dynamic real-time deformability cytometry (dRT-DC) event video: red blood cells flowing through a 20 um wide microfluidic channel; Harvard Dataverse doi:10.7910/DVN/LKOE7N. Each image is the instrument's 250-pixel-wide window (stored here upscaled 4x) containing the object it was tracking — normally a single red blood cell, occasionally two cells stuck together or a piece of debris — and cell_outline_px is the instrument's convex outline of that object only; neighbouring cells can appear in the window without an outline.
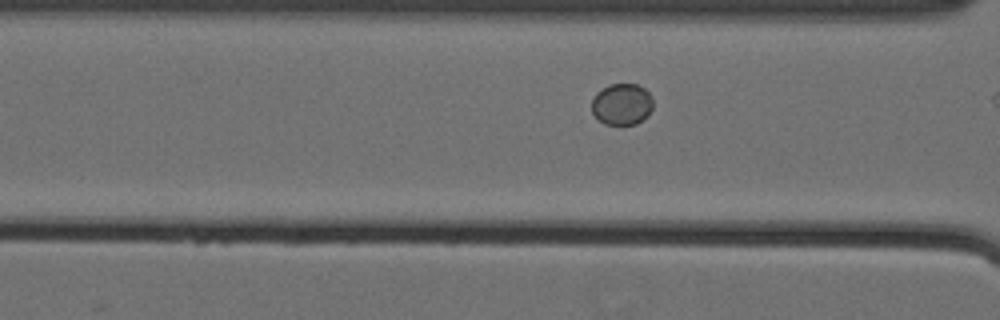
{"species": "Egyptian fruit bat (a non-hibernating species)", "species_latin": "Rousettus aegyptiacus", "temperature_condition": "cold", "stored_images_in_passage": 13, "camera_frame_rate_fps": 3000, "um_per_image_px": 0.085, "animal": {"sex": "female"}, "frame": {"image": 1, "passage_image": 11, "time_ms": 3.333, "image_size_px": [1000, 320], "cell_outline_px": [[652, 108], [648, 116], [636, 124], [604, 124], [592, 112], [592, 96], [596, 92], [608, 84], [636, 84], [644, 88], [652, 96]], "centroid_in_image_um": [52.85, 8.84], "position_along_channel_um": 113.7, "area_um2": 14.91}}